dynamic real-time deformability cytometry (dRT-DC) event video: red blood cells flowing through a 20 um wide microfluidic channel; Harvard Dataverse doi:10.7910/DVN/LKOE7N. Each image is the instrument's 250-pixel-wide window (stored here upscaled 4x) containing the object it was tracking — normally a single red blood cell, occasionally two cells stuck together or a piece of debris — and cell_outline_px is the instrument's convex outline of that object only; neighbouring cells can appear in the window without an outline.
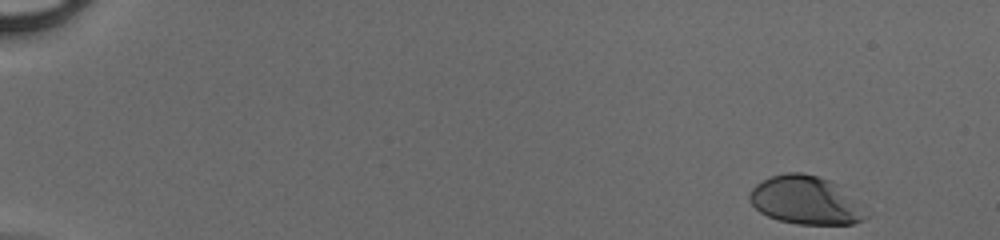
{"species": "human", "species_latin": "Homo sapiens", "temperature_condition": "cold", "stored_images_in_passage": 47, "camera_frame_rate_fps": 3000, "um_per_image_px": 0.085, "donor": {"sex": "male"}, "frame": {"image": 1, "passage_image": 1, "time_ms": 0.0, "image_size_px": [1000, 240], "cell_outline_px": [[872, 216], [864, 220], [852, 224], [796, 224], [780, 220], [768, 216], [760, 212], [748, 200], [748, 196], [752, 188], [756, 184], [772, 176], [784, 172], [804, 172], [832, 180]], "centroid_in_image_um": [68.48, 17.02], "position_along_channel_um": 16.5, "area_um2": 32.77}}
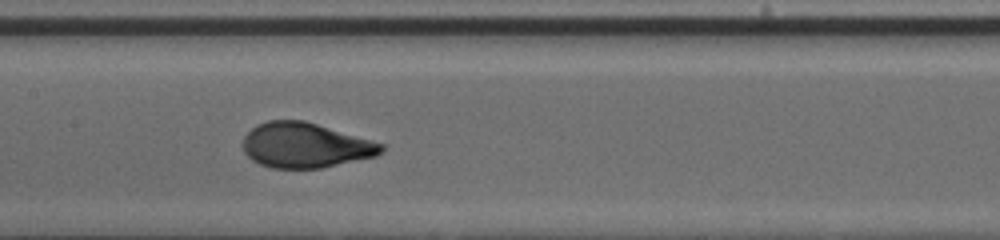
{"frame": {"image": 2, "passage_image": 24, "time_ms": 7.667, "image_size_px": [1000, 240], "cell_outline_px": [[384, 148], [376, 156], [320, 168], [272, 168], [260, 164], [252, 160], [244, 152], [244, 136], [256, 124], [268, 120], [304, 120], [384, 144]], "centroid_in_image_um": [25.92, 12.34], "position_along_channel_um": 181.5, "area_um2": 36.01}}
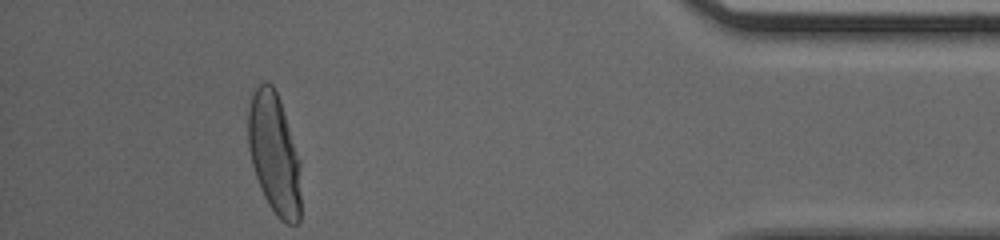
{"frame": {"image": 3, "passage_image": 43, "time_ms": 14.0, "image_size_px": [1000, 240], "cell_outline_px": [[300, 220], [296, 224], [288, 224], [280, 220], [276, 216], [268, 204], [260, 188], [252, 164], [248, 148], [248, 108], [252, 96], [256, 88], [264, 80], [268, 80], [272, 84], [280, 100], [300, 160]], "centroid_in_image_um": [23.31, 13.08], "position_along_channel_um": 411.9, "area_um2": 37.4}}